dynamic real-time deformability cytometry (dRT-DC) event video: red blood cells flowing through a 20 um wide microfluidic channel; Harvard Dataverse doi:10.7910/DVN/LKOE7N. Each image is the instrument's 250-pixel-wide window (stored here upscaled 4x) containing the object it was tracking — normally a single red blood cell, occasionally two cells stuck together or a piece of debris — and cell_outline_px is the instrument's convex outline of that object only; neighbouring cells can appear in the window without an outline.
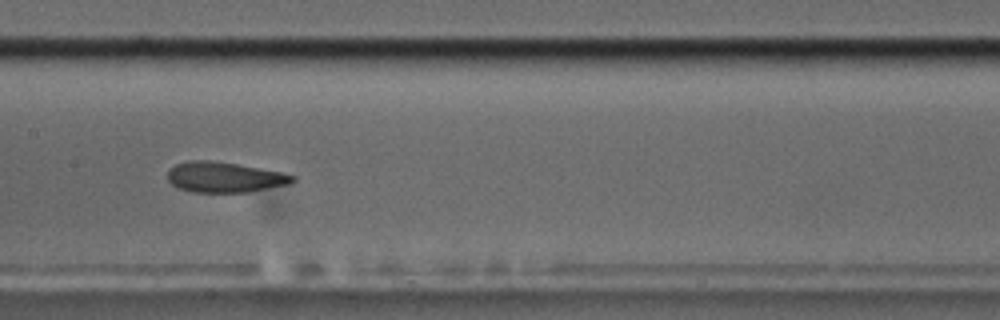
{"species": "common noctule bat (a hibernating species)", "species_latin": "Nyctalus noctula", "temperature_condition": "cold", "stored_images_in_passage": 8, "camera_frame_rate_fps": 3000, "um_per_image_px": 0.085, "animal": {"sex": "male", "body_mass_g": 17.5, "forearm_length_mm": 52.3}, "frame": {"image": 1, "passage_image": 6, "time_ms": 7.333, "image_size_px": [1000, 320], "cell_outline_px": [[296, 180], [288, 184], [248, 192], [192, 192], [180, 188], [172, 184], [168, 180], [168, 172], [176, 164], [188, 160], [208, 160], [236, 164], [280, 172], [296, 176]], "centroid_in_image_um": [19.08, 15.06], "position_along_channel_um": 188.3, "area_um2": 21.85}}
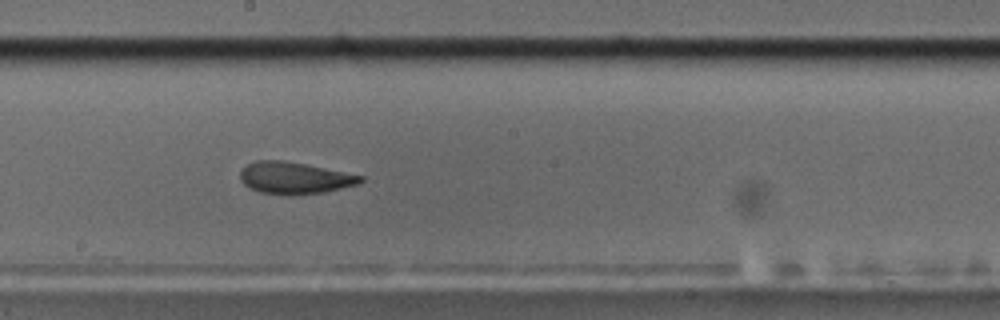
{"frame": {"image": 2, "passage_image": 7, "time_ms": 8.333, "image_size_px": [1000, 320], "cell_outline_px": [[364, 180], [360, 184], [324, 192], [260, 192], [244, 184], [240, 180], [240, 168], [244, 164], [256, 160], [284, 160], [364, 176]], "centroid_in_image_um": [25.01, 15.07], "position_along_channel_um": 223.2, "area_um2": 21.62}}
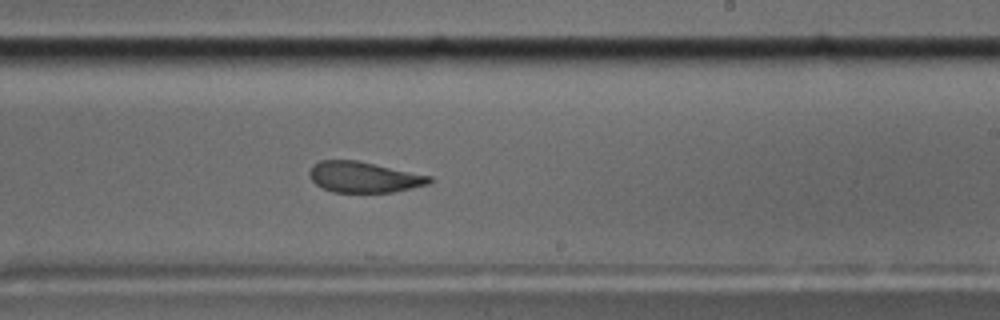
{"frame": {"image": 3, "passage_image": 8, "time_ms": 9.333, "image_size_px": [1000, 320], "cell_outline_px": [[432, 180], [428, 184], [412, 188], [392, 192], [332, 192], [316, 184], [308, 176], [308, 172], [312, 164], [320, 160], [356, 160], [432, 176]], "centroid_in_image_um": [30.89, 15.05], "position_along_channel_um": 258.1, "area_um2": 21.5}}